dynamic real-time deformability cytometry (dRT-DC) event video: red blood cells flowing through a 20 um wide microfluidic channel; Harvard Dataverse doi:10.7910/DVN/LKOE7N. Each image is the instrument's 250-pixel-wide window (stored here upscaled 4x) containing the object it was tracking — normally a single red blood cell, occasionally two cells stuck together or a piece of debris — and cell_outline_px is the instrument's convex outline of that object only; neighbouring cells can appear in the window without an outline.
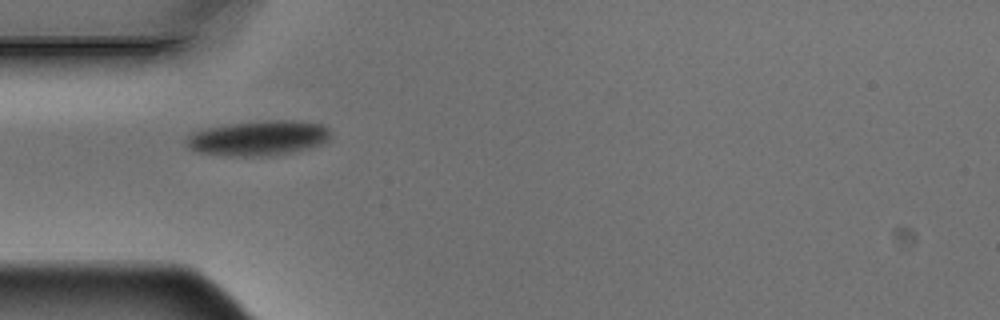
{"species": "Egyptian fruit bat (a non-hibernating species)", "species_latin": "Rousettus aegyptiacus", "temperature_condition": "warm", "stored_images_in_passage": 6, "camera_frame_rate_fps": 3000, "um_per_image_px": 0.085, "animal": {"sex": "male"}, "frame": {"image": 1, "passage_image": 5, "time_ms": 1.333, "image_size_px": [1000, 320], "cell_outline_px": [[328, 140], [324, 144], [296, 152], [268, 156], [224, 156], [200, 152], [188, 148], [184, 144], [184, 140], [188, 136], [196, 132], [208, 128], [232, 124], [264, 120], [292, 120], [320, 124], [328, 128]], "centroid_in_image_um": [21.97, 11.76], "position_along_channel_um": 63.0, "area_um2": 29.42}}
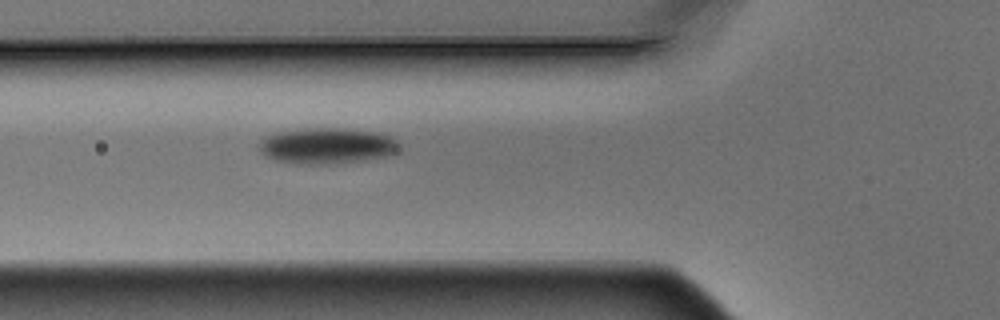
{"frame": {"image": 2, "passage_image": 6, "time_ms": 1.667, "image_size_px": [1000, 320], "cell_outline_px": [[400, 152], [392, 156], [336, 164], [296, 164], [276, 160], [264, 156], [260, 152], [260, 140], [264, 136], [276, 132], [308, 128], [340, 128], [380, 132], [396, 140], [400, 144]], "centroid_in_image_um": [27.83, 12.4], "position_along_channel_um": 98.0, "area_um2": 29.94}}